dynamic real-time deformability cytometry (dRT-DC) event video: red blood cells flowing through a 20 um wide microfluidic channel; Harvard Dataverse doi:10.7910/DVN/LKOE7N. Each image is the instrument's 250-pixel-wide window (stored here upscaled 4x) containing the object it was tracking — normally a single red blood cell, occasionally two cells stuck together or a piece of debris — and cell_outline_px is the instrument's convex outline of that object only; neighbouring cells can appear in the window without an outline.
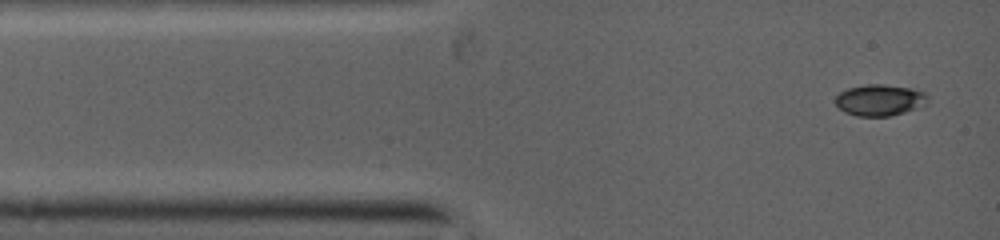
{"species": "common noctule bat (a hibernating species)", "species_latin": "Nyctalus noctula", "temperature_condition": "warm", "stored_images_in_passage": 11, "camera_frame_rate_fps": 5000, "um_per_image_px": 0.085, "animal": {"sex": "female", "body_mass_g": 19.0, "forearm_length_mm": 53.3}, "frame": {"image": 1, "passage_image": 1, "time_ms": 0.0, "image_size_px": [1000, 240], "cell_outline_px": [[928, 104], [892, 116], [856, 116], [844, 112], [832, 100], [840, 92], [848, 88], [864, 84], [884, 84], [912, 88], [928, 92]], "centroid_in_image_um": [74.79, 8.5], "position_along_channel_um": 10.2, "area_um2": 17.22}}
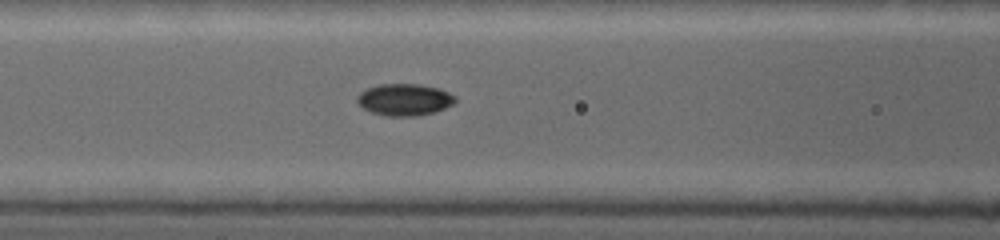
{"frame": {"image": 2, "passage_image": 7, "time_ms": 3.8, "image_size_px": [1000, 240], "cell_outline_px": [[456, 100], [452, 104], [444, 108], [432, 112], [416, 116], [388, 116], [372, 112], [364, 108], [356, 100], [356, 96], [360, 92], [368, 88], [380, 84], [416, 84], [436, 88], [448, 92], [456, 96]], "centroid_in_image_um": [34.36, 8.47], "position_along_channel_um": 132.2, "area_um2": 17.92}}
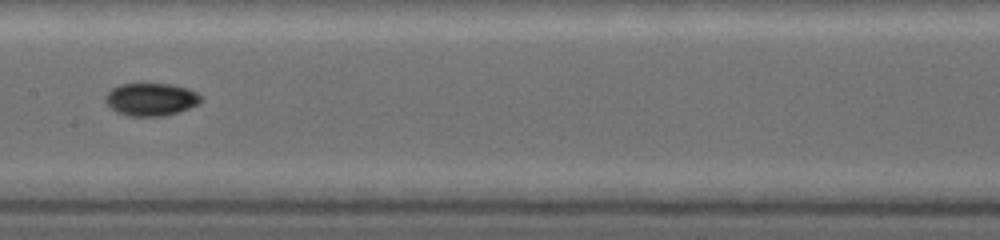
{"frame": {"image": 3, "passage_image": 10, "time_ms": 5.2, "image_size_px": [1000, 240], "cell_outline_px": [[200, 100], [196, 104], [188, 108], [176, 112], [156, 116], [132, 116], [120, 112], [112, 108], [108, 104], [108, 92], [112, 88], [124, 84], [168, 84], [188, 88], [196, 92], [200, 96]], "centroid_in_image_um": [12.86, 8.43], "position_along_channel_um": 194.5, "area_um2": 17.4}}